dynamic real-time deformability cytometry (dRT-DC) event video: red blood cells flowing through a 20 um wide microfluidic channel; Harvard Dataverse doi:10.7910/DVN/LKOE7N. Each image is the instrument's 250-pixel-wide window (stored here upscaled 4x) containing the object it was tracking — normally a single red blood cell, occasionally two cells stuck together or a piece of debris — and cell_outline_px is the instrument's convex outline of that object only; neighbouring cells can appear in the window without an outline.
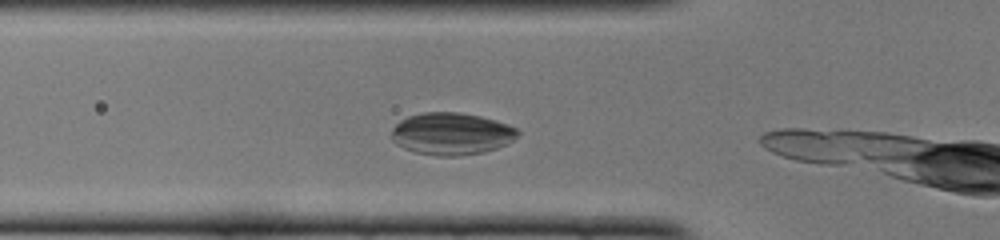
{"species": "common noctule bat (a hibernating species)", "species_latin": "Nyctalus noctula", "temperature_condition": "cold", "stored_images_in_passage": 6, "camera_frame_rate_fps": 3000, "um_per_image_px": 0.085, "animal": {"sex": "female", "body_mass_g": 22.0, "forearm_length_mm": 56.7}, "frame": {"image": 1, "passage_image": 3, "time_ms": 0.667, "image_size_px": [1000, 240], "cell_outline_px": [[520, 132], [512, 140], [496, 148], [484, 152], [460, 156], [440, 156], [416, 152], [404, 148], [396, 144], [392, 140], [392, 128], [400, 120], [408, 116], [424, 112], [460, 112], [480, 116], [496, 120], [508, 124], [516, 128]], "centroid_in_image_um": [38.36, 11.36], "position_along_channel_um": 87.4, "area_um2": 30.98}}